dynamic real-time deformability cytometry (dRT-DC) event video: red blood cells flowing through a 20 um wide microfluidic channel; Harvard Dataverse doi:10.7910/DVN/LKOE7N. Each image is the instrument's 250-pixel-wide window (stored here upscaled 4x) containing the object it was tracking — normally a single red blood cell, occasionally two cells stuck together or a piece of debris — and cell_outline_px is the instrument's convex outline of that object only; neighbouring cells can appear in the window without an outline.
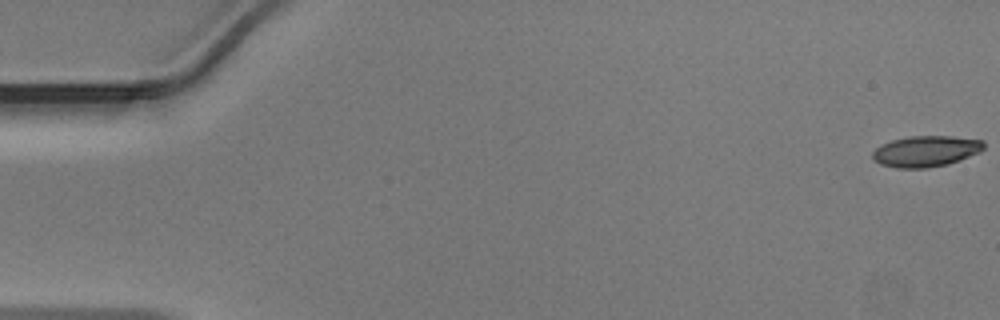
{"species": "Egyptian fruit bat (a non-hibernating species)", "species_latin": "Rousettus aegyptiacus", "temperature_condition": "warm", "stored_images_in_passage": 18, "camera_frame_rate_fps": 3000, "um_per_image_px": 0.085, "animal": {"sex": "male"}, "frame": {"image": 1, "passage_image": 1, "time_ms": 0.0, "image_size_px": [1000, 320], "cell_outline_px": [[984, 148], [980, 152], [948, 164], [924, 168], [896, 168], [880, 164], [872, 156], [872, 152], [876, 148], [892, 140], [908, 136], [952, 136], [984, 140]], "centroid_in_image_um": [78.72, 12.85], "position_along_channel_um": 6.3, "area_um2": 20.0}}
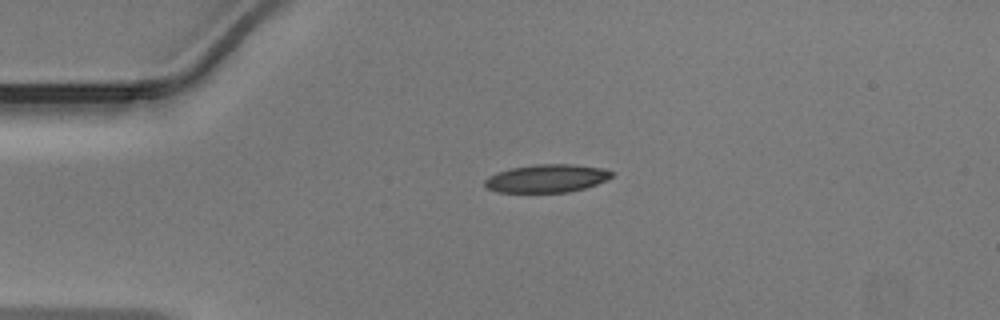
{"frame": {"image": 2, "passage_image": 12, "time_ms": 3.667, "image_size_px": [1000, 320], "cell_outline_px": [[612, 176], [596, 184], [584, 188], [568, 192], [496, 192], [488, 188], [484, 184], [484, 180], [488, 176], [512, 168], [536, 164], [572, 164], [604, 168], [612, 172]], "centroid_in_image_um": [46.46, 15.16], "position_along_channel_um": 38.5, "area_um2": 20.52}}
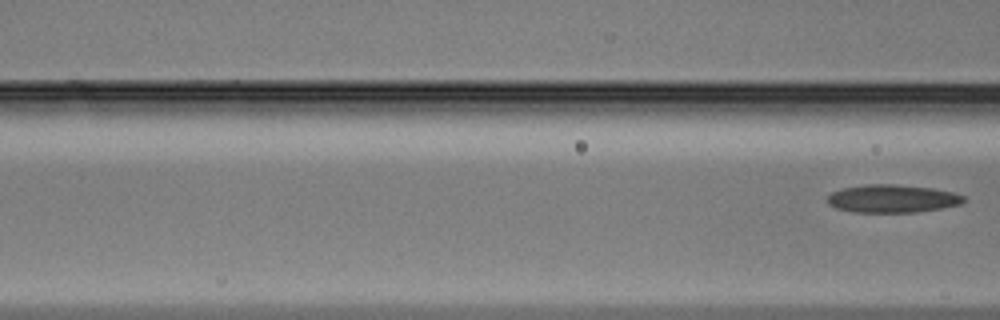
{"frame": {"image": 3, "passage_image": 18, "time_ms": 5.667, "image_size_px": [1000, 320], "cell_outline_px": [[964, 200], [960, 204], [940, 208], [916, 212], [852, 212], [836, 208], [828, 204], [824, 200], [832, 192], [840, 188], [880, 180], [888, 180], [932, 188], [952, 192], [964, 196]], "centroid_in_image_um": [75.75, 16.81], "position_along_channel_um": 90.8, "area_um2": 23.41}}